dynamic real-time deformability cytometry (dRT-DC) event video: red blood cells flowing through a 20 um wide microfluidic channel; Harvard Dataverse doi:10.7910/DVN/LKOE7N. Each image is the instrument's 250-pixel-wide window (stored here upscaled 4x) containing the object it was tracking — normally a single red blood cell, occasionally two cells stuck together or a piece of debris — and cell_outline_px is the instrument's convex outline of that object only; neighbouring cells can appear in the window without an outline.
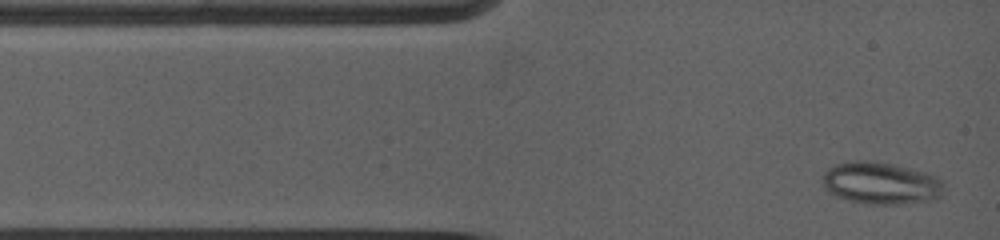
{"species": "common noctule bat (a hibernating species)", "species_latin": "Nyctalus noctula", "temperature_condition": "warm", "stored_images_in_passage": 21, "camera_frame_rate_fps": 5000, "um_per_image_px": 0.085, "animal": {"sex": "female", "body_mass_g": 19.0, "forearm_length_mm": 53.3}, "frame": {"image": 1, "passage_image": 1, "time_ms": 0.0, "image_size_px": [1000, 240], "cell_outline_px": [[944, 188], [940, 196], [936, 200], [904, 204], [868, 204], [848, 200], [836, 196], [824, 188], [824, 172], [828, 168], [836, 164], [852, 160], [876, 160], [924, 172], [936, 176], [944, 184]], "centroid_in_image_um": [74.89, 15.57], "position_along_channel_um": 10.1, "area_um2": 30.0}}
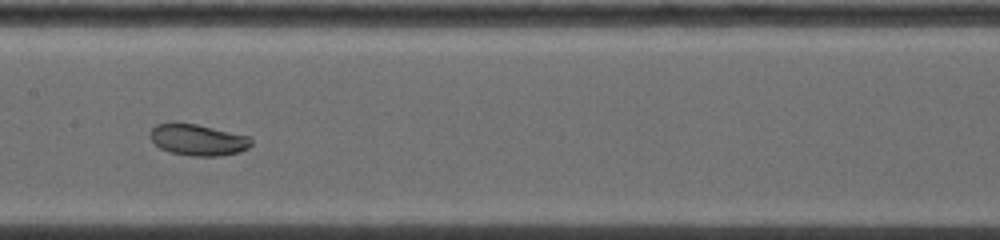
{"frame": {"image": 2, "passage_image": 14, "time_ms": 5.6, "image_size_px": [1000, 240], "cell_outline_px": [[252, 144], [248, 148], [240, 152], [220, 156], [192, 156], [172, 152], [160, 148], [152, 140], [148, 132], [156, 124], [196, 124], [248, 136], [252, 140]], "centroid_in_image_um": [16.84, 11.9], "position_along_channel_um": 190.6, "area_um2": 18.15}}
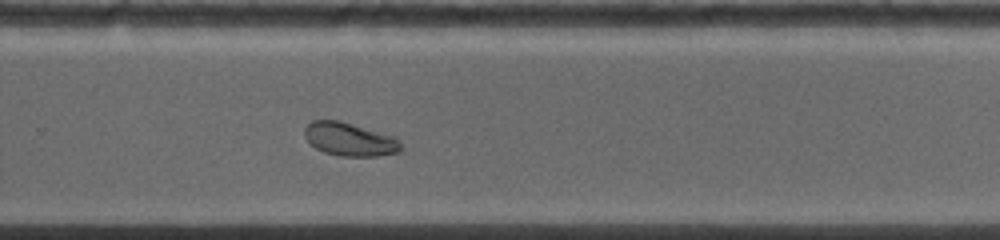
{"frame": {"image": 3, "passage_image": 21, "time_ms": 8.4, "image_size_px": [1000, 240], "cell_outline_px": [[400, 152], [376, 156], [340, 156], [324, 152], [316, 148], [304, 136], [304, 128], [312, 120], [340, 120], [396, 136], [400, 144]], "centroid_in_image_um": [29.72, 11.83], "position_along_channel_um": 300.1, "area_um2": 18.79}}